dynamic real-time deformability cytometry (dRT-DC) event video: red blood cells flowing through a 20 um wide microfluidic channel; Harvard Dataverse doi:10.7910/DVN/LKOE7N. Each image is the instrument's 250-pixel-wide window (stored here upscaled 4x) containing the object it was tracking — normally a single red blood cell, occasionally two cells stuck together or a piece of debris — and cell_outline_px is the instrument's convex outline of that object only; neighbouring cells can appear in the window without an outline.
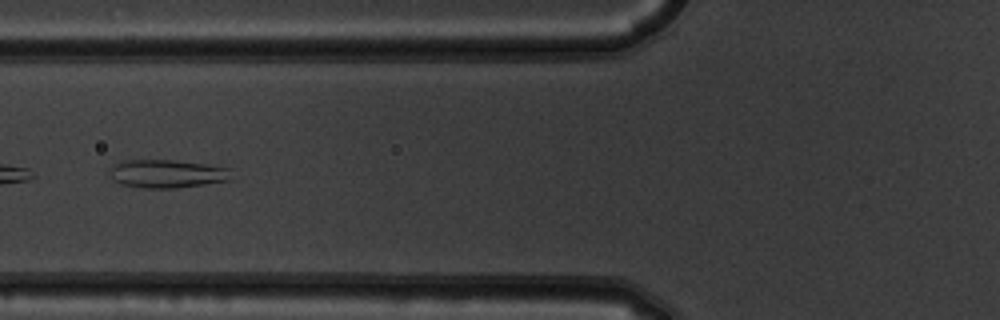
{"species": "common noctule bat (a hibernating species)", "species_latin": "Nyctalus noctula", "temperature_condition": "warm", "stored_images_in_passage": 6, "camera_frame_rate_fps": 3000, "um_per_image_px": 0.085, "animal": {"sex": "male", "body_mass_g": 19.5, "forearm_length_mm": 54.6}, "frame": {"image": 1, "passage_image": 6, "time_ms": 1.667, "image_size_px": [1000, 320], "cell_outline_px": [[228, 180], [204, 184], [176, 188], [144, 188], [120, 184], [112, 180], [108, 172], [112, 164], [120, 160], [172, 160], [208, 164], [228, 168]], "centroid_in_image_um": [14.07, 14.76], "position_along_channel_um": 111.7, "area_um2": 20.06}}